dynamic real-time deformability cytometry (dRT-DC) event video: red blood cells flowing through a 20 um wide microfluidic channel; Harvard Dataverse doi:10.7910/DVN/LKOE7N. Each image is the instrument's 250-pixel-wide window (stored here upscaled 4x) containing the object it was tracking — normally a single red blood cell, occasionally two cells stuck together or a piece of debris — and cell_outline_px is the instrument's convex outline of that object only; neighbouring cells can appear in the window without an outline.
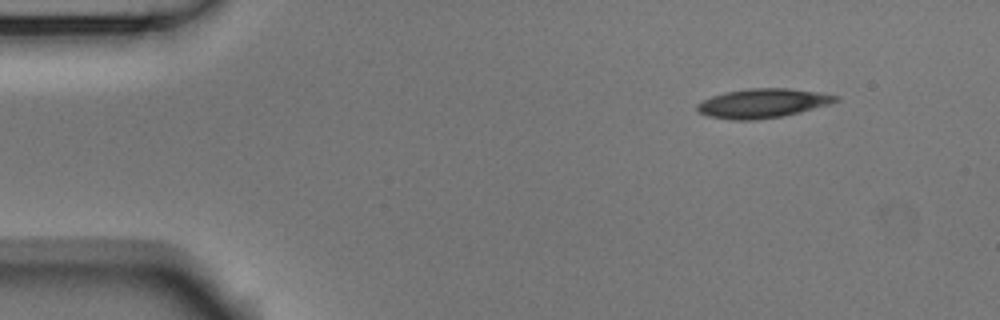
{"species": "Egyptian fruit bat (a non-hibernating species)", "species_latin": "Rousettus aegyptiacus", "temperature_condition": "room temperature", "stored_images_in_passage": 48, "camera_frame_rate_fps": 3000, "um_per_image_px": 0.085, "animal": {"sex": "male"}, "frame": {"image": 1, "passage_image": 1, "time_ms": 0.0, "image_size_px": [1000, 320], "cell_outline_px": [[840, 100], [828, 104], [800, 112], [780, 116], [752, 120], [732, 120], [708, 116], [700, 112], [696, 108], [696, 104], [712, 96], [724, 92], [748, 88], [788, 88], [820, 92], [840, 96]], "centroid_in_image_um": [64.83, 8.76], "position_along_channel_um": 20.2, "area_um2": 23.47}}
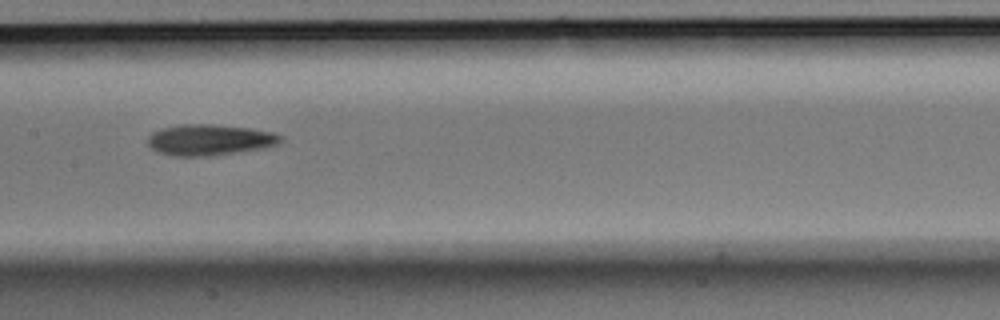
{"frame": {"image": 2, "passage_image": 21, "time_ms": 6.667, "image_size_px": [1000, 320], "cell_outline_px": [[284, 140], [280, 144], [268, 148], [212, 156], [176, 156], [160, 152], [152, 148], [148, 144], [148, 136], [152, 132], [160, 128], [180, 124], [212, 124], [248, 128], [272, 132], [284, 136]], "centroid_in_image_um": [17.88, 11.89], "position_along_channel_um": 189.5, "area_um2": 24.33}}
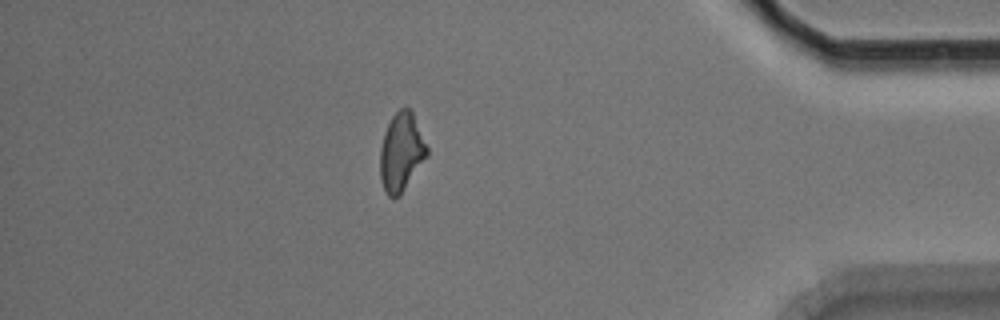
{"frame": {"image": 3, "passage_image": 41, "time_ms": 13.333, "image_size_px": [1000, 320], "cell_outline_px": [[428, 156], [404, 188], [396, 196], [388, 196], [384, 188], [380, 176], [380, 148], [384, 132], [392, 116], [400, 108], [412, 108], [428, 148]], "centroid_in_image_um": [34.12, 12.86], "position_along_channel_um": 401.1, "area_um2": 21.21}, "authors_computed_cell_mechanics": {"area_um2": 22.6287, "velocity_mm_per_s": 3.7586, "shape_relaxation_time_tau1_ms": 4.6497, "shape_relaxation_time_tau2_ms": null, "deformation_change_tau1": 0.15, "deformation_change_tau2": null}}